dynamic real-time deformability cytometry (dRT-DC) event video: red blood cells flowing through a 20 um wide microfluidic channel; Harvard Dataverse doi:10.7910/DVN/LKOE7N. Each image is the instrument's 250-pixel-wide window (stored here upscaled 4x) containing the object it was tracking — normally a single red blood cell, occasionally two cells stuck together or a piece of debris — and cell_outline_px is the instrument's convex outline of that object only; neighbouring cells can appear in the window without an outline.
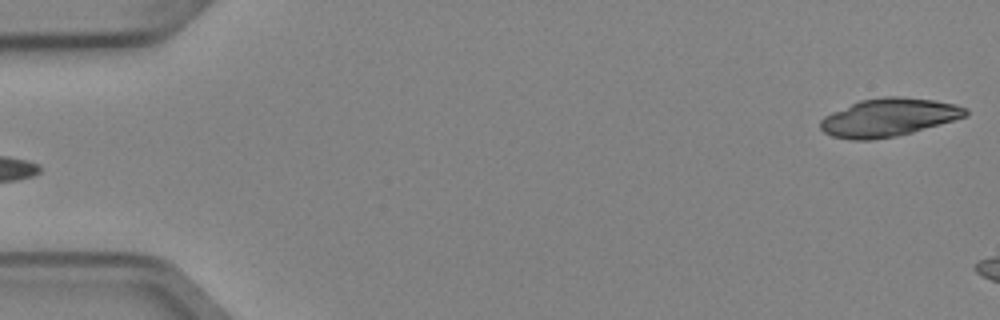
{"species": "Egyptian fruit bat (a non-hibernating species)", "species_latin": "Rousettus aegyptiacus", "temperature_condition": "cold", "stored_images_in_passage": 5, "segment_of_instrument_passage": [2, 2], "camera_frame_rate_fps": 3000, "um_per_image_px": 0.085, "animal": {"sex": "female"}, "frame": {"image": 1, "passage_image": 5, "time_ms": 1.333, "image_size_px": [1000, 320], "cell_outline_px": [[968, 116], [912, 132], [896, 136], [872, 140], [852, 140], [832, 136], [824, 132], [820, 128], [820, 120], [824, 116], [832, 112], [860, 100], [884, 96], [900, 96], [936, 100], [956, 104], [968, 108]], "centroid_in_image_um": [75.55, 9.97], "position_along_channel_um": 9.5, "area_um2": 32.31}}